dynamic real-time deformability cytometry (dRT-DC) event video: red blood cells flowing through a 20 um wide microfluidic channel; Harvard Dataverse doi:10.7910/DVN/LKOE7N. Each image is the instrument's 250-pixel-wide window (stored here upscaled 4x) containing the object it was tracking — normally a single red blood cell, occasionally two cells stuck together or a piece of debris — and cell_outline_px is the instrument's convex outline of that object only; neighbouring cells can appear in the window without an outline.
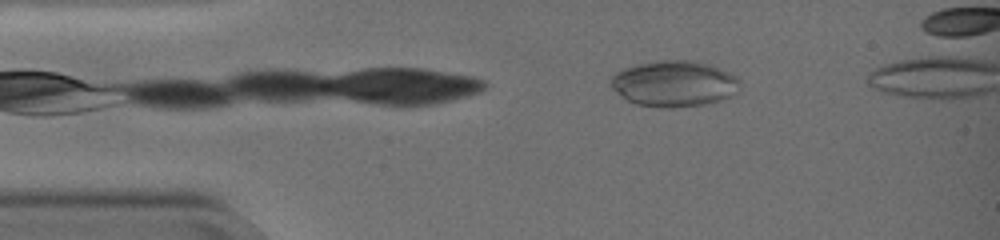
{"species": "common noctule bat (a hibernating species)", "species_latin": "Nyctalus noctula", "temperature_condition": "warm", "stored_images_in_passage": 7, "camera_frame_rate_fps": 3000, "um_per_image_px": 0.085, "animal": {"sex": "female", "body_mass_g": 19.0, "forearm_length_mm": 51.5}, "frame": {"image": 1, "passage_image": 3, "time_ms": 0.667, "image_size_px": [1000, 240], "cell_outline_px": [[740, 92], [720, 100], [708, 104], [672, 108], [660, 108], [636, 104], [624, 100], [608, 84], [608, 80], [616, 72], [624, 68], [636, 64], [656, 60], [692, 60], [712, 64], [736, 76], [740, 80]], "centroid_in_image_um": [57.29, 7.11], "position_along_channel_um": 27.7, "area_um2": 35.43}}